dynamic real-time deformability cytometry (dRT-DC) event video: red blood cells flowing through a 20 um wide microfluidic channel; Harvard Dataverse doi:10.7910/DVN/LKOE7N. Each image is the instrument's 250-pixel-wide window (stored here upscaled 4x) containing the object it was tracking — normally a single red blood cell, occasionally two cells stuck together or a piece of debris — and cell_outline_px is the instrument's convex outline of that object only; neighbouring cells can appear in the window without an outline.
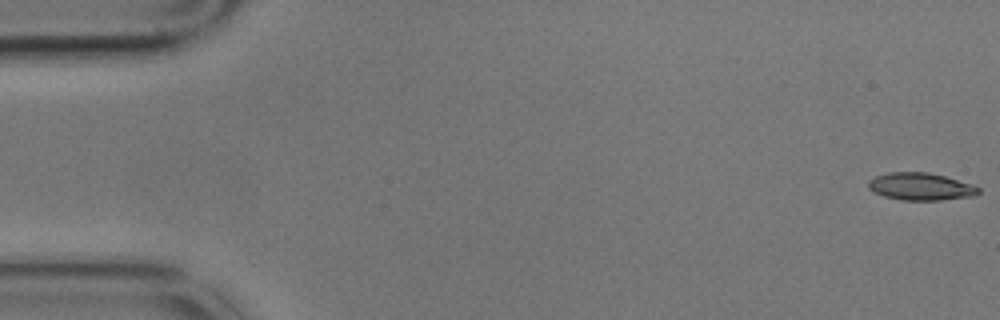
{"species": "common noctule bat (a hibernating species)", "species_latin": "Nyctalus noctula", "temperature_condition": "cold", "stored_images_in_passage": 6, "camera_frame_rate_fps": 3000, "um_per_image_px": 0.085, "animal": {"sex": "male", "body_mass_g": 17.9}, "frame": {"image": 1, "passage_image": 1, "time_ms": 0.0, "image_size_px": [1000, 320], "cell_outline_px": [[980, 192], [976, 196], [940, 200], [900, 200], [884, 196], [872, 192], [868, 188], [868, 180], [876, 176], [888, 172], [928, 172], [944, 176], [972, 184], [980, 188]], "centroid_in_image_um": [78.25, 15.86], "position_along_channel_um": 6.8, "area_um2": 17.74}}
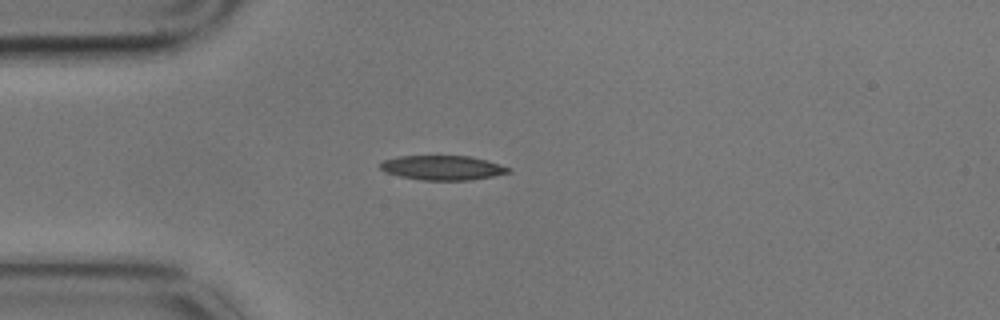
{"frame": {"image": 2, "passage_image": 5, "time_ms": 1.333, "image_size_px": [1000, 320], "cell_outline_px": [[512, 172], [492, 176], [468, 180], [424, 180], [400, 176], [384, 172], [380, 168], [380, 164], [384, 160], [400, 156], [468, 156], [488, 160], [512, 168]], "centroid_in_image_um": [37.65, 14.25], "position_along_channel_um": 47.4, "area_um2": 18.26}}